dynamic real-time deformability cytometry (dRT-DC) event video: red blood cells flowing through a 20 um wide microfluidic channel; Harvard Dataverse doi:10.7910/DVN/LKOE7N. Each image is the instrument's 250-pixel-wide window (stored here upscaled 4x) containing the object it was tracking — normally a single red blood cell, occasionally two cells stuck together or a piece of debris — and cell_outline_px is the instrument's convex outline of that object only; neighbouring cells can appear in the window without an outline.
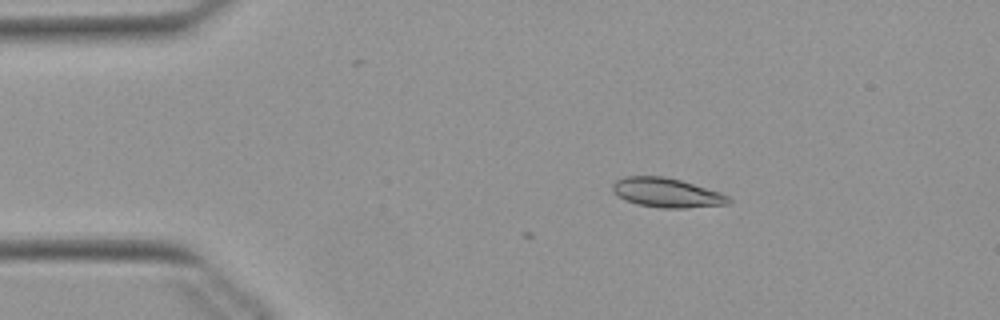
{"species": "Egyptian fruit bat (a non-hibernating species)", "species_latin": "Rousettus aegyptiacus", "temperature_condition": "warm", "stored_images_in_passage": 6, "camera_frame_rate_fps": 3000, "um_per_image_px": 0.085, "animal": {"sex": "female"}, "frame": {"image": 1, "passage_image": 1, "time_ms": 0.0, "image_size_px": [1000, 320], "cell_outline_px": [[732, 200], [728, 204], [688, 208], [660, 208], [636, 204], [620, 196], [612, 188], [612, 184], [616, 180], [624, 176], [664, 176], [680, 180], [720, 192], [728, 196]], "centroid_in_image_um": [56.69, 16.38], "position_along_channel_um": 28.3, "area_um2": 19.71}}